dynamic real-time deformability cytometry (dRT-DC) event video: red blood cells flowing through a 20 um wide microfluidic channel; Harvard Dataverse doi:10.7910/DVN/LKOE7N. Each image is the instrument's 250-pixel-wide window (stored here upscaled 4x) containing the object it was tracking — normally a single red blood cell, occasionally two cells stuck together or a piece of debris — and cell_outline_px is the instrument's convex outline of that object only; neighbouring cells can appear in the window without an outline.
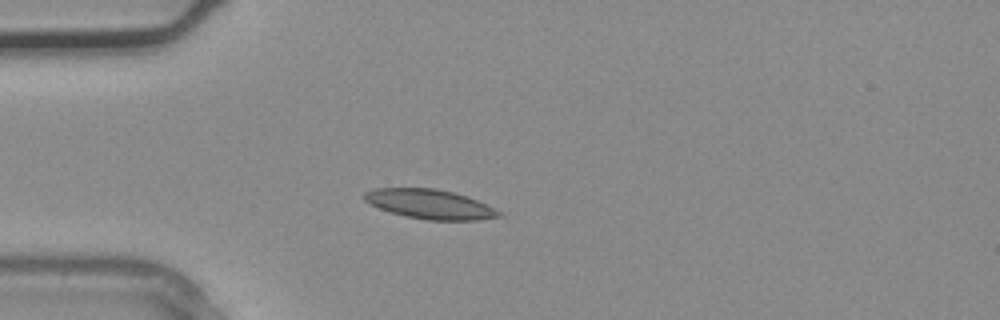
{"species": "common noctule bat (a hibernating species)", "species_latin": "Nyctalus noctula", "temperature_condition": "warm", "stored_images_in_passage": 4, "camera_frame_rate_fps": 3000, "um_per_image_px": 0.085, "animal": {"sex": "male", "body_mass_g": 20.4}, "frame": {"image": 1, "passage_image": 3, "time_ms": 0.667, "image_size_px": [1000, 320], "cell_outline_px": [[504, 216], [476, 220], [428, 220], [408, 216], [392, 212], [380, 208], [364, 200], [364, 192], [372, 188], [436, 188], [468, 196], [500, 212]], "centroid_in_image_um": [36.53, 17.34], "position_along_channel_um": 48.5, "area_um2": 22.77}}